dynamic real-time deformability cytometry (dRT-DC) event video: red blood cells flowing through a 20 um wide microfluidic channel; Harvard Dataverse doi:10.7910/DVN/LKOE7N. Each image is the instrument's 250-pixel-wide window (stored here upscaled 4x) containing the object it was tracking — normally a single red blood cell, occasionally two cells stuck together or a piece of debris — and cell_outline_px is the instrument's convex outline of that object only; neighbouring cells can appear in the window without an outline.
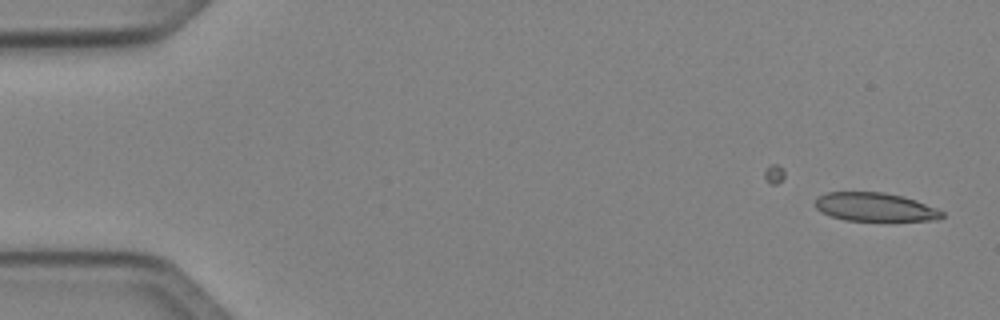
{"species": "Egyptian fruit bat (a non-hibernating species)", "species_latin": "Rousettus aegyptiacus", "temperature_condition": "cold", "stored_images_in_passage": 24, "camera_frame_rate_fps": 3000, "um_per_image_px": 0.085, "animal": {"sex": "female"}, "frame": {"image": 1, "passage_image": 1, "time_ms": 0.0, "image_size_px": [1000, 320], "cell_outline_px": [[944, 216], [936, 220], [844, 220], [820, 212], [812, 204], [816, 196], [824, 192], [884, 192], [904, 196], [916, 200], [936, 208], [944, 212]], "centroid_in_image_um": [74.31, 17.58], "position_along_channel_um": 10.7, "area_um2": 21.27}}
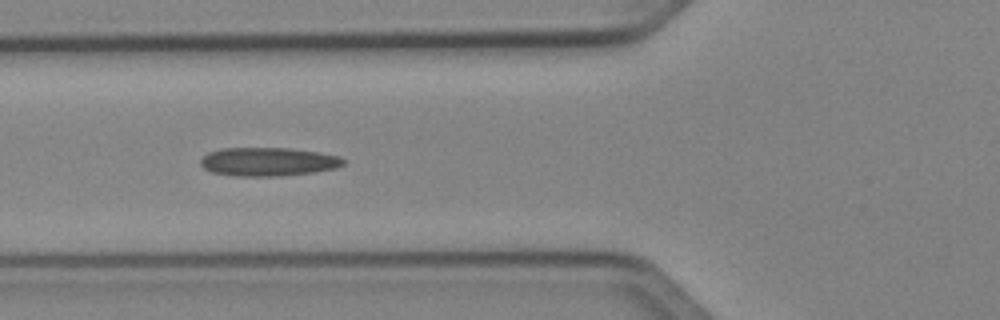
{"frame": {"image": 2, "passage_image": 18, "time_ms": 5.667, "image_size_px": [1000, 320], "cell_outline_px": [[344, 164], [336, 168], [316, 172], [276, 176], [236, 176], [212, 172], [204, 168], [200, 164], [200, 160], [208, 152], [224, 148], [288, 148], [320, 152], [336, 156], [344, 160]], "centroid_in_image_um": [22.78, 13.75], "position_along_channel_um": 103.0, "area_um2": 23.7}}
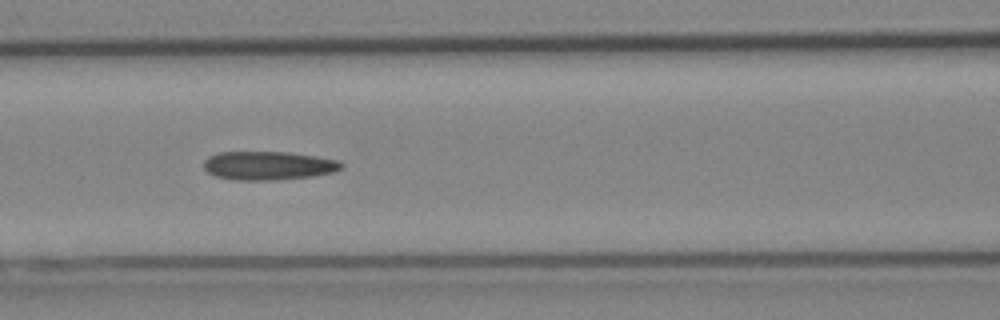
{"frame": {"image": 3, "passage_image": 21, "time_ms": 6.667, "image_size_px": [1000, 320], "cell_outline_px": [[344, 168], [336, 172], [312, 176], [272, 180], [236, 180], [216, 176], [208, 172], [204, 168], [204, 160], [208, 156], [220, 152], [288, 152], [316, 156], [340, 160], [344, 164]], "centroid_in_image_um": [22.86, 14.07], "position_along_channel_um": 143.7, "area_um2": 23.12}}